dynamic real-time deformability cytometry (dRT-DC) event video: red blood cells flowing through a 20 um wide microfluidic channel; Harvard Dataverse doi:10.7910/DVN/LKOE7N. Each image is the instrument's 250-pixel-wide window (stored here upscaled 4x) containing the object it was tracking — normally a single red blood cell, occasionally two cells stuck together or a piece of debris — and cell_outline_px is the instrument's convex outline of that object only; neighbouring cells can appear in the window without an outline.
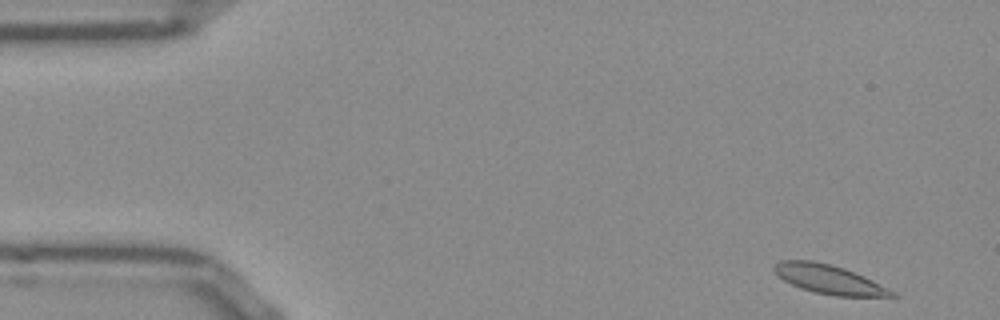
{"species": "Egyptian fruit bat (a non-hibernating species)", "species_latin": "Rousettus aegyptiacus", "temperature_condition": "room temperature", "stored_images_in_passage": 50, "camera_frame_rate_fps": 3000, "um_per_image_px": 0.085, "frame": {"image": 1, "passage_image": 1, "time_ms": 0.0, "image_size_px": [1000, 320], "cell_outline_px": [[900, 296], [836, 296], [812, 292], [800, 288], [784, 280], [772, 268], [780, 260], [812, 260], [832, 264], [844, 268], [864, 276], [896, 292]], "centroid_in_image_um": [70.47, 23.74], "position_along_channel_um": 14.5, "area_um2": 19.83}}
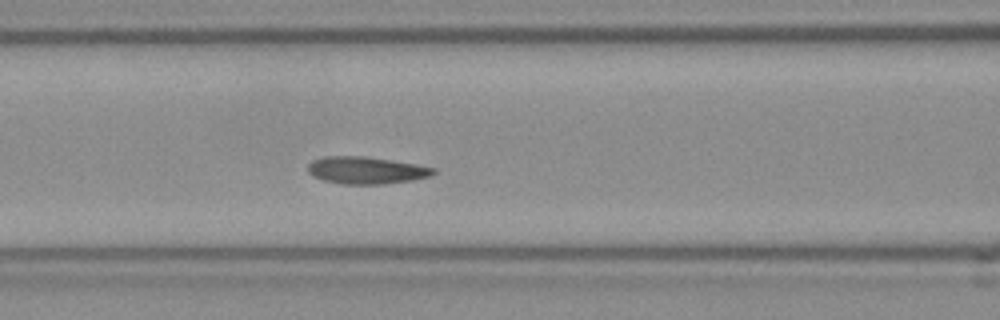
{"frame": {"image": 2, "passage_image": 19, "time_ms": 6.0, "image_size_px": [1000, 320], "cell_outline_px": [[436, 172], [428, 176], [412, 180], [384, 184], [340, 184], [324, 180], [312, 176], [308, 172], [308, 164], [312, 160], [324, 156], [364, 156], [416, 164], [436, 168]], "centroid_in_image_um": [31.09, 14.47], "position_along_channel_um": 135.5, "area_um2": 19.88}}
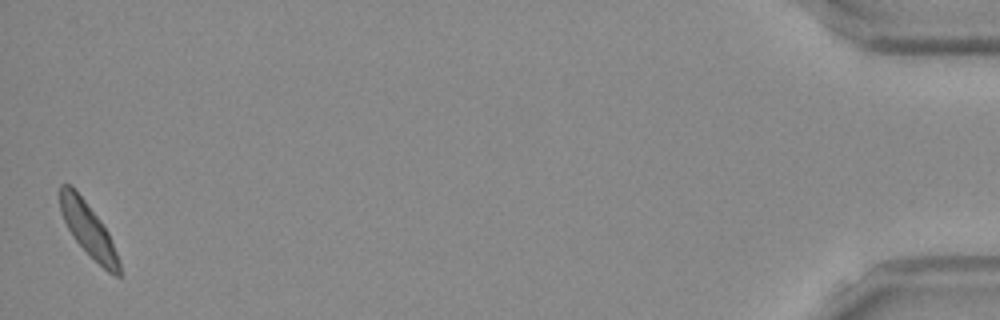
{"frame": {"image": 3, "passage_image": 50, "time_ms": 16.333, "image_size_px": [1000, 320], "cell_outline_px": [[120, 276], [116, 276], [108, 272], [72, 236], [60, 212], [60, 184], [68, 184], [84, 200], [100, 220], [108, 232], [120, 260]], "centroid_in_image_um": [7.51, 19.52], "position_along_channel_um": 427.7, "area_um2": 17.8}, "authors_computed_cell_mechanics": {"area_um2": 19.5075, "velocity_mm_per_s": 3.7739, "shape_relaxation_time_tau1_ms": 3.7059, "shape_relaxation_time_tau2_ms": 1.2325, "deformation_change_tau1": 0.1051, "deformation_change_tau2": 0.0534}}